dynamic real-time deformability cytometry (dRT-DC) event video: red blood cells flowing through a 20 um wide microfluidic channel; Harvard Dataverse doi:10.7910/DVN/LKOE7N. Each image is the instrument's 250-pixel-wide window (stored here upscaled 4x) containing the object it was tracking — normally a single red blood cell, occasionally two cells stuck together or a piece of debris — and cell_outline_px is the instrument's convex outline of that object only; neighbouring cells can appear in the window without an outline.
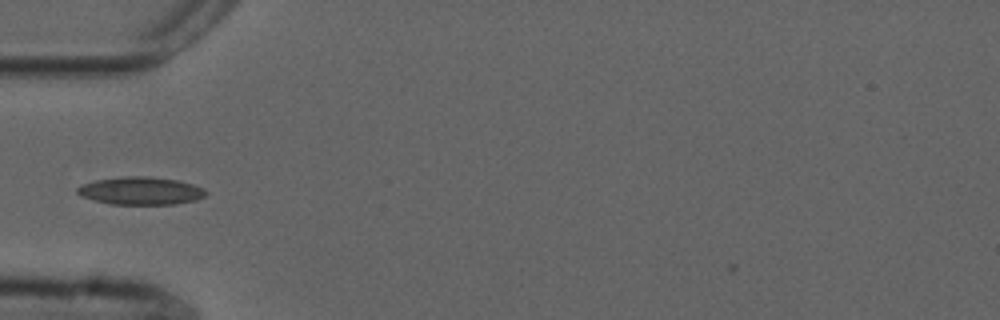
{"species": "common noctule bat (a hibernating species)", "species_latin": "Nyctalus noctula", "temperature_condition": "cold", "stored_images_in_passage": 19, "camera_frame_rate_fps": 3000, "um_per_image_px": 0.085, "animal": {"sex": "male", "forearm_length_mm": 52.5}, "frame": {"image": 1, "passage_image": 1, "time_ms": 0.0, "image_size_px": [1000, 320], "cell_outline_px": [[208, 192], [204, 196], [196, 200], [176, 204], [112, 204], [96, 200], [84, 196], [76, 192], [76, 188], [84, 184], [96, 180], [124, 176], [148, 176], [176, 180], [192, 184], [204, 188]], "centroid_in_image_um": [12.0, 16.21], "position_along_channel_um": 73.0, "area_um2": 20.58}}